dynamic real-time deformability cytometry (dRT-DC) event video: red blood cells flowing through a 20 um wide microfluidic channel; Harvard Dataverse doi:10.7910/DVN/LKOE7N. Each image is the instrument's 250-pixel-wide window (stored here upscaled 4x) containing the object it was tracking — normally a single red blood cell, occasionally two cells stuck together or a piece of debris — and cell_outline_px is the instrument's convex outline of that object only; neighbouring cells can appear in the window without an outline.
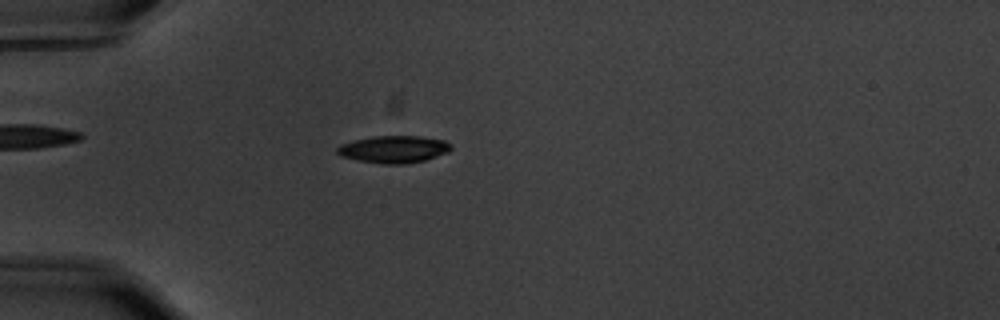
{"species": "common noctule bat (a hibernating species)", "species_latin": "Nyctalus noctula", "temperature_condition": "warm", "stored_images_in_passage": 47, "camera_frame_rate_fps": 3000, "um_per_image_px": 0.085, "animal": {"sex": "male", "body_mass_g": 20.1, "forearm_length_mm": 53.5}, "frame": {"image": 1, "passage_image": 6, "time_ms": 1.667, "image_size_px": [1000, 320], "cell_outline_px": [[452, 148], [448, 152], [424, 160], [404, 164], [384, 164], [356, 160], [340, 156], [336, 152], [336, 148], [340, 144], [356, 140], [376, 136], [420, 136], [444, 140], [452, 144]], "centroid_in_image_um": [33.46, 12.69], "position_along_channel_um": 51.5, "area_um2": 18.03}}
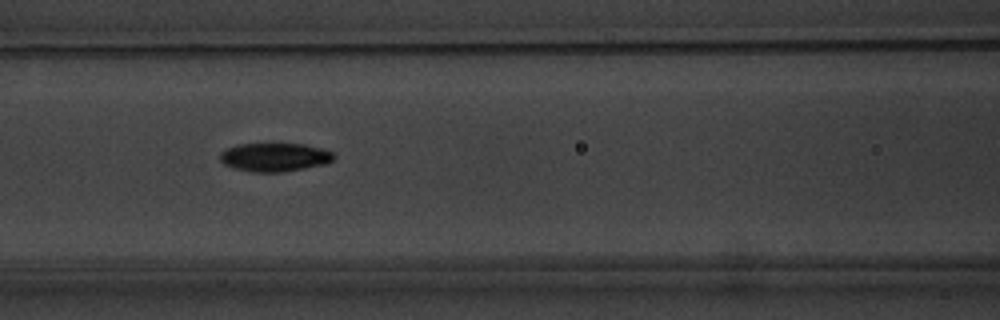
{"frame": {"image": 2, "passage_image": 15, "time_ms": 4.667, "image_size_px": [1000, 320], "cell_outline_px": [[336, 156], [332, 160], [324, 164], [304, 168], [280, 172], [252, 172], [232, 168], [224, 164], [220, 160], [220, 152], [224, 148], [236, 144], [304, 144], [320, 148], [332, 152]], "centroid_in_image_um": [23.29, 13.36], "position_along_channel_um": 143.3, "area_um2": 18.96}}
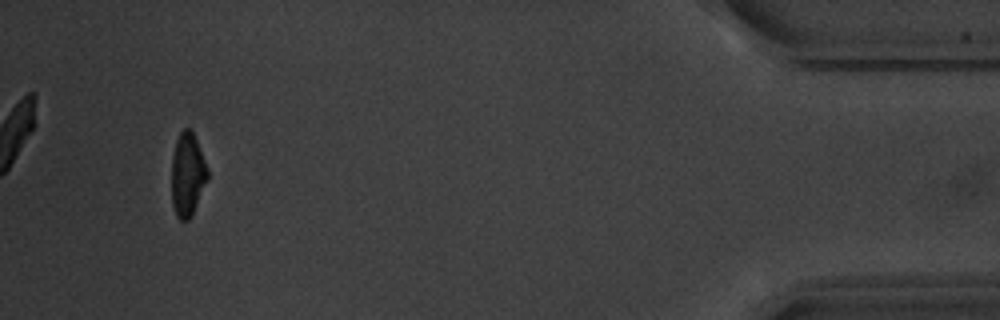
{"frame": {"image": 3, "passage_image": 44, "time_ms": 14.333, "image_size_px": [1000, 320], "cell_outline_px": [[208, 180], [188, 220], [180, 220], [176, 216], [172, 204], [172, 156], [176, 140], [180, 132], [184, 128], [188, 128], [192, 132], [196, 140], [208, 168]], "centroid_in_image_um": [15.93, 14.83], "position_along_channel_um": 419.3, "area_um2": 17.28}, "authors_computed_cell_mechanics": {"area_um2": 18.6116, "velocity_mm_per_s": 3.5347, "shape_relaxation_time_tau1_ms": 3.0916, "shape_relaxation_time_tau2_ms": 3.6579, "deformation_change_tau1": 0.1541, "deformation_change_tau2": 0.0844}}